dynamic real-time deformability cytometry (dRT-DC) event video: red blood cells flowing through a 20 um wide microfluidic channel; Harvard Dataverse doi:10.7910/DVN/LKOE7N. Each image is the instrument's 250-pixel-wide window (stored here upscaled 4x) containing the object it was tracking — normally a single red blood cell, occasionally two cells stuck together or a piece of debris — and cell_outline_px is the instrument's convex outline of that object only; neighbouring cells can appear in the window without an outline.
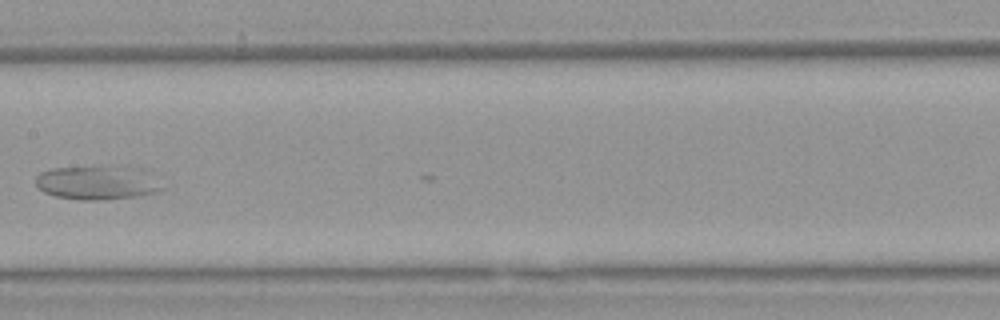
{"species": "Egyptian fruit bat (a non-hibernating species)", "species_latin": "Rousettus aegyptiacus", "temperature_condition": "warm", "stored_images_in_passage": 5, "camera_frame_rate_fps": 3000, "um_per_image_px": 0.085, "animal": {"sex": "female"}, "frame": {"image": 1, "passage_image": 5, "time_ms": 1.333, "image_size_px": [1000, 320], "cell_outline_px": [[164, 188], [156, 192], [136, 196], [104, 200], [80, 200], [56, 196], [44, 192], [36, 184], [36, 176], [40, 172], [52, 168], [132, 168]], "centroid_in_image_um": [8.1, 15.58], "position_along_channel_um": 199.3, "area_um2": 23.47}}